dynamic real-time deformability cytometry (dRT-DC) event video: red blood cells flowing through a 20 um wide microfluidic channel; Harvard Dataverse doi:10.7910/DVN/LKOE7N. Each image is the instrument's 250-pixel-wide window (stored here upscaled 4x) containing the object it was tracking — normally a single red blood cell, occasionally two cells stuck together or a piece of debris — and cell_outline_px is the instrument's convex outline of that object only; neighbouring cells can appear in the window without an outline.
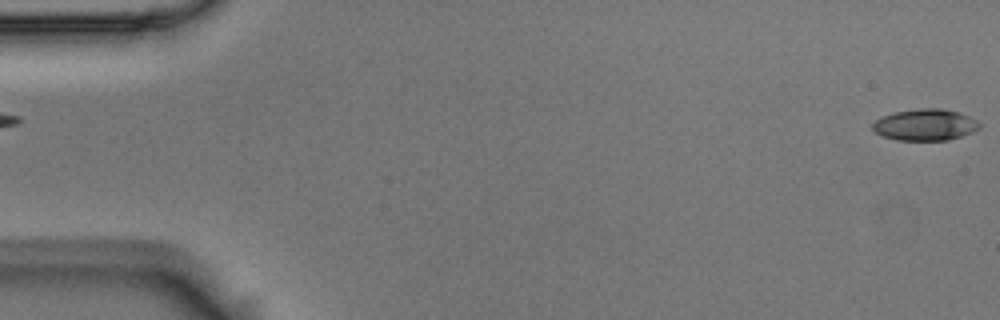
{"species": "Egyptian fruit bat (a non-hibernating species)", "species_latin": "Rousettus aegyptiacus", "temperature_condition": "room temperature", "stored_images_in_passage": 10, "camera_frame_rate_fps": 3000, "um_per_image_px": 0.085, "animal": {"sex": "male"}, "frame": {"image": 1, "passage_image": 1, "time_ms": 0.0, "image_size_px": [1000, 320], "cell_outline_px": [[980, 128], [972, 132], [948, 140], [896, 140], [884, 136], [876, 132], [872, 128], [872, 124], [880, 116], [892, 112], [920, 108], [940, 108], [960, 112], [976, 120], [980, 124]], "centroid_in_image_um": [78.62, 10.59], "position_along_channel_um": 6.4, "area_um2": 19.65}}
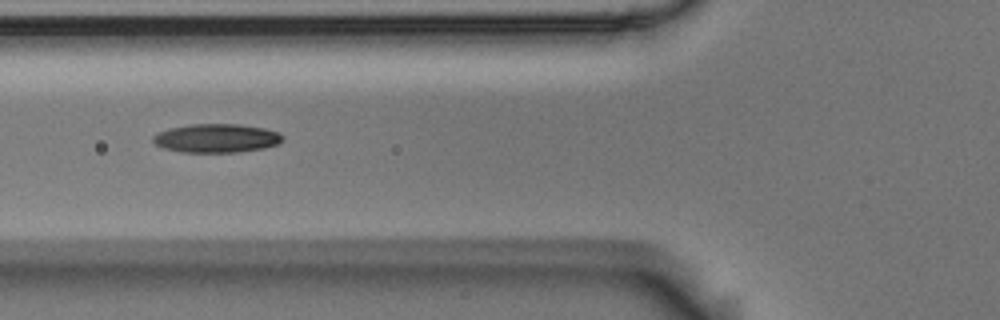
{"frame": {"image": 2, "passage_image": 6, "time_ms": 1.667, "image_size_px": [1000, 320], "cell_outline_px": [[284, 140], [276, 144], [264, 148], [236, 152], [180, 152], [164, 148], [156, 144], [152, 140], [152, 136], [156, 132], [168, 128], [192, 124], [240, 124], [264, 128], [280, 132], [284, 136]], "centroid_in_image_um": [18.39, 11.74], "position_along_channel_um": 107.4, "area_um2": 21.85}}
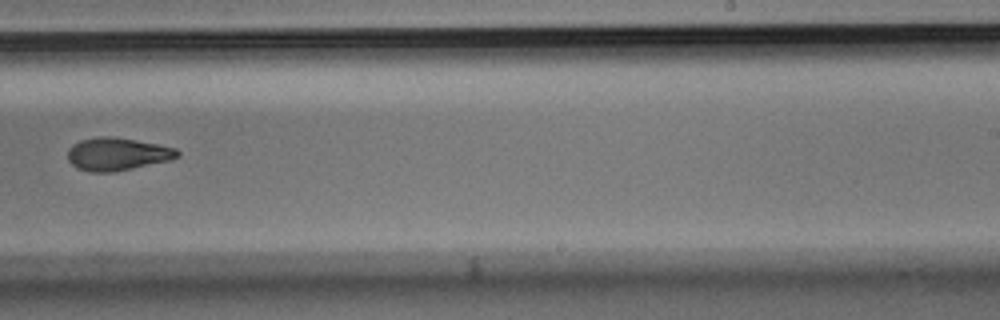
{"frame": {"image": 3, "passage_image": 10, "time_ms": 3.0, "image_size_px": [1000, 320], "cell_outline_px": [[180, 156], [168, 160], [132, 168], [112, 172], [88, 172], [76, 168], [68, 160], [68, 152], [72, 144], [80, 140], [100, 136], [112, 136], [136, 140], [176, 148], [180, 152]], "centroid_in_image_um": [9.94, 13.09], "position_along_channel_um": 279.1, "area_um2": 20.87}}